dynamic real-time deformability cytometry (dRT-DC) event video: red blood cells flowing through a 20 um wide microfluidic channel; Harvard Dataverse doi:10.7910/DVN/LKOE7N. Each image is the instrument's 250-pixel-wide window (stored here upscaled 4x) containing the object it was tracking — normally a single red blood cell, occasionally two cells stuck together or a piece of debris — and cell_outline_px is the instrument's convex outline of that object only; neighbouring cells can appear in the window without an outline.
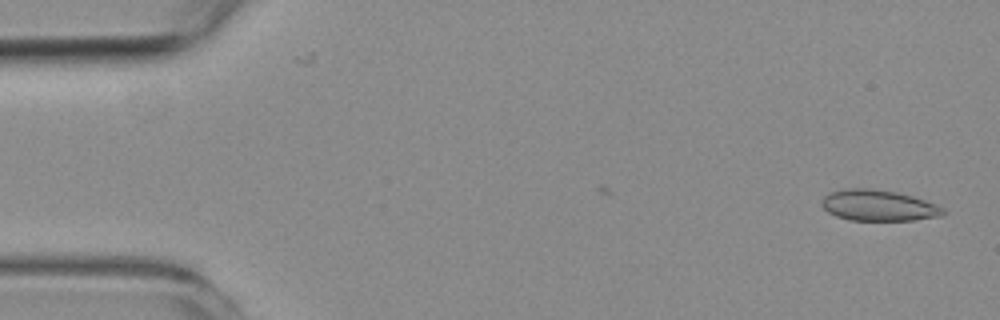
{"species": "common noctule bat (a hibernating species)", "species_latin": "Nyctalus noctula", "temperature_condition": "room temperature", "stored_images_in_passage": 49, "camera_frame_rate_fps": 3000, "um_per_image_px": 0.085, "animal": {"sex": "female", "body_mass_g": 19.3, "forearm_length_mm": 54.1}, "frame": {"image": 1, "passage_image": 1, "time_ms": 0.0, "image_size_px": [1000, 320], "cell_outline_px": [[948, 212], [944, 216], [912, 220], [848, 220], [836, 216], [828, 212], [820, 204], [824, 196], [828, 192], [844, 188], [868, 188], [896, 192], [912, 196], [936, 204], [944, 208]], "centroid_in_image_um": [74.67, 17.46], "position_along_channel_um": 10.3, "area_um2": 22.14}}
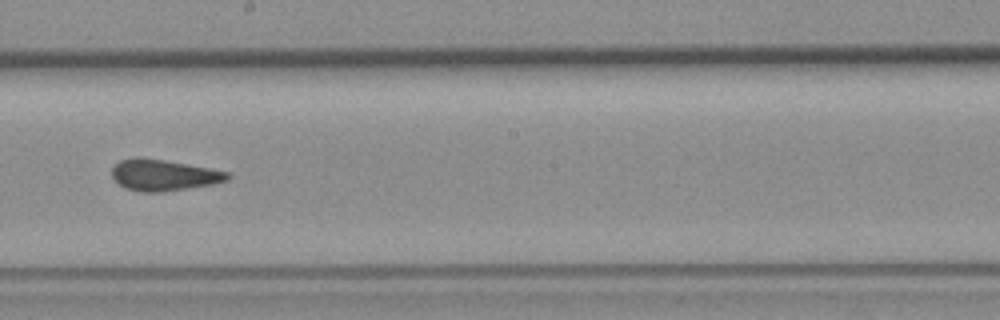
{"frame": {"image": 2, "passage_image": 29, "time_ms": 9.333, "image_size_px": [1000, 320], "cell_outline_px": [[232, 176], [228, 180], [212, 184], [160, 192], [140, 192], [124, 188], [112, 176], [112, 168], [120, 160], [136, 156], [144, 156], [208, 168], [228, 172]], "centroid_in_image_um": [13.88, 14.87], "position_along_channel_um": 234.3, "area_um2": 21.04}}
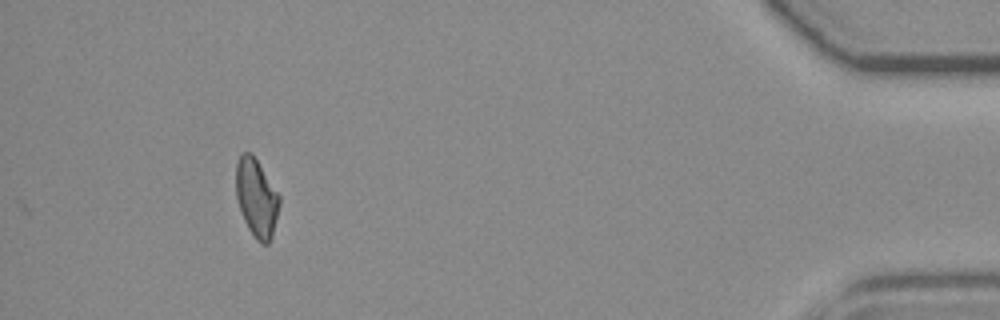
{"frame": {"image": 3, "passage_image": 49, "time_ms": 16.0, "image_size_px": [1000, 320], "cell_outline_px": [[280, 204], [272, 236], [268, 244], [260, 244], [256, 240], [248, 228], [240, 212], [236, 196], [236, 164], [240, 156], [244, 152], [252, 152], [280, 196]], "centroid_in_image_um": [21.8, 16.83], "position_along_channel_um": 413.4, "area_um2": 19.83}, "authors_computed_cell_mechanics": {"area_um2": 21.097, "velocity_mm_per_s": 3.737, "shape_relaxation_time_tau1_ms": null, "shape_relaxation_time_tau2_ms": 1.8949, "deformation_change_tau1": null, "deformation_change_tau2": 0.0865}}